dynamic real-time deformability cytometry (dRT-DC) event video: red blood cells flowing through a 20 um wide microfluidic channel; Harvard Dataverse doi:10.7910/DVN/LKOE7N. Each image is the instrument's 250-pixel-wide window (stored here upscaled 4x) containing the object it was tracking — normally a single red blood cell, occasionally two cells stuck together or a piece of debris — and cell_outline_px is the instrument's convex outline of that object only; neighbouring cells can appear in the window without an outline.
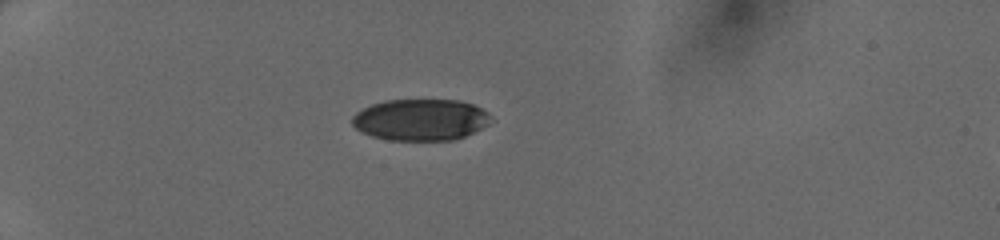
{"species": "human", "species_latin": "Homo sapiens", "temperature_condition": "cold", "stored_images_in_passage": 34, "camera_frame_rate_fps": 3000, "um_per_image_px": 0.085, "donor": {"sex": "female"}, "frame": {"image": 1, "passage_image": 1, "time_ms": 0.0, "image_size_px": [1000, 240], "cell_outline_px": [[488, 124], [464, 136], [452, 140], [388, 140], [372, 136], [356, 128], [352, 124], [352, 116], [356, 112], [372, 104], [384, 100], [460, 100], [472, 104], [488, 112]], "centroid_in_image_um": [35.71, 10.17], "position_along_channel_um": 49.3, "area_um2": 33.23}}
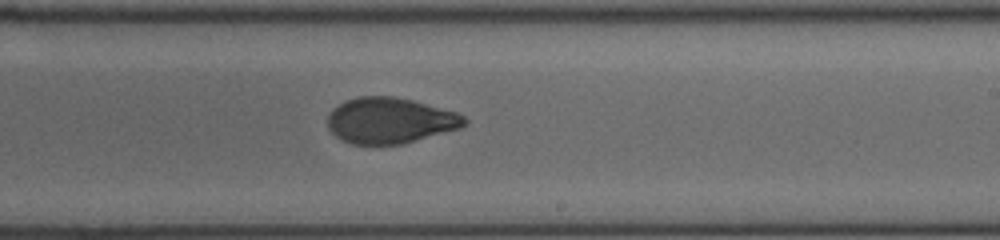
{"frame": {"image": 2, "passage_image": 18, "time_ms": 5.667, "image_size_px": [1000, 240], "cell_outline_px": [[468, 124], [460, 128], [400, 144], [352, 144], [336, 136], [328, 128], [328, 116], [332, 108], [344, 100], [356, 96], [392, 96], [412, 100], [456, 112], [464, 116], [468, 120]], "centroid_in_image_um": [33.13, 10.23], "position_along_channel_um": 255.9, "area_um2": 36.41}}
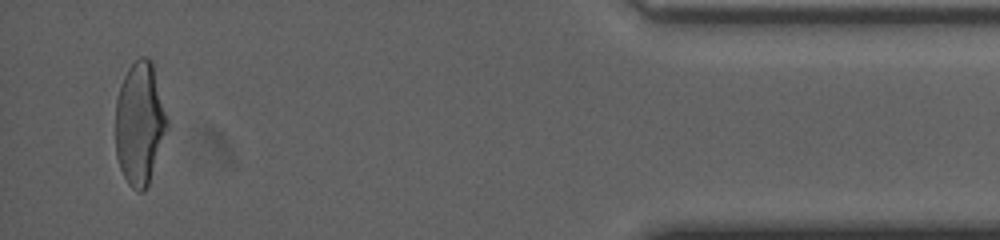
{"frame": {"image": 3, "passage_image": 33, "time_ms": 10.667, "image_size_px": [1000, 240], "cell_outline_px": [[168, 128], [148, 184], [144, 192], [136, 192], [128, 184], [120, 168], [116, 156], [116, 100], [120, 84], [128, 68], [140, 56], [148, 56], [152, 60], [168, 120]], "centroid_in_image_um": [11.87, 10.48], "position_along_channel_um": 423.3, "area_um2": 37.05}}